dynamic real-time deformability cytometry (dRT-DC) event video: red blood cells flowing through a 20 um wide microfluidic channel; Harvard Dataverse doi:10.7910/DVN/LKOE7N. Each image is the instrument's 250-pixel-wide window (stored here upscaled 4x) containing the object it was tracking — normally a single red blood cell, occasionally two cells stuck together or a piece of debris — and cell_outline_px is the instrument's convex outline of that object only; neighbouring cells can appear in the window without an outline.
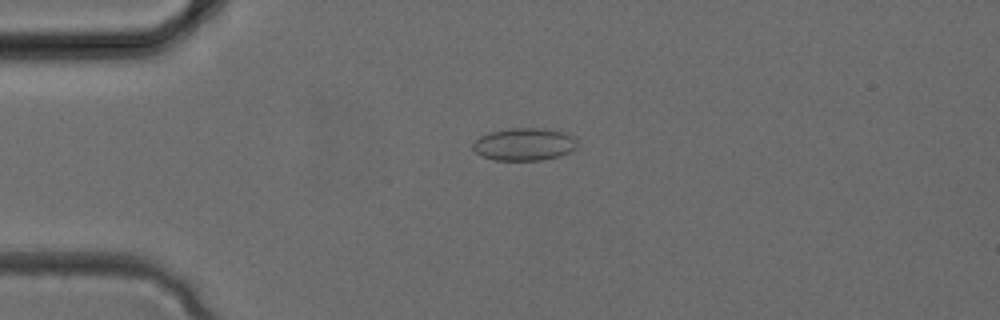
{"species": "common noctule bat (a hibernating species)", "species_latin": "Nyctalus noctula", "temperature_condition": "cold", "stored_images_in_passage": 27, "camera_frame_rate_fps": 3000, "um_per_image_px": 0.085, "animal": {"sex": "female", "body_mass_g": 24.6, "forearm_length_mm": 56.2}, "frame": {"image": 1, "passage_image": 1, "time_ms": 0.0, "image_size_px": [1000, 320], "cell_outline_px": [[576, 148], [560, 156], [540, 160], [492, 160], [476, 152], [472, 148], [472, 144], [480, 136], [488, 132], [508, 128], [544, 128], [564, 132], [576, 136]], "centroid_in_image_um": [44.57, 12.25], "position_along_channel_um": 40.4, "area_um2": 19.94}}
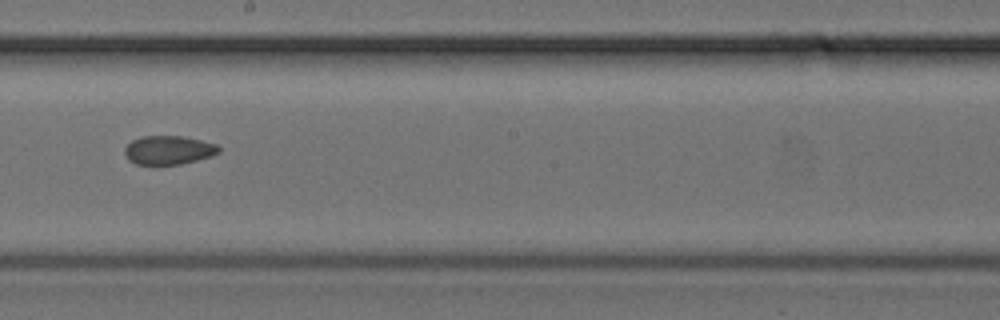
{"frame": {"image": 2, "passage_image": 12, "time_ms": 3.667, "image_size_px": [1000, 320], "cell_outline_px": [[220, 152], [212, 156], [180, 164], [136, 164], [128, 160], [124, 152], [124, 148], [132, 140], [140, 136], [184, 136], [216, 144], [220, 148]], "centroid_in_image_um": [14.32, 12.75], "position_along_channel_um": 233.9, "area_um2": 15.78}}
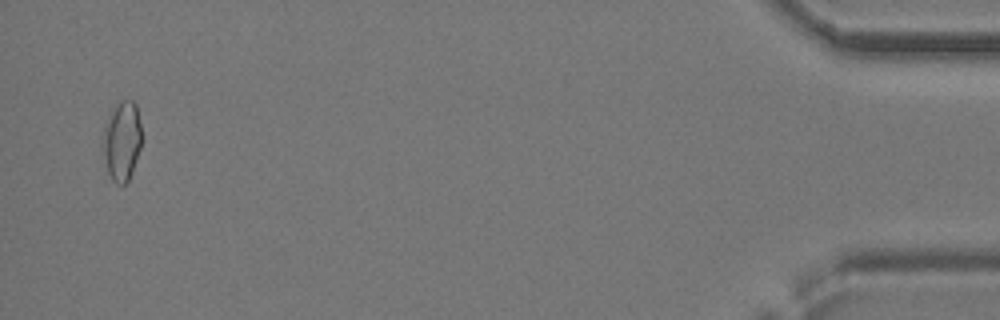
{"frame": {"image": 3, "passage_image": 26, "time_ms": 8.333, "image_size_px": [1000, 320], "cell_outline_px": [[140, 148], [128, 180], [124, 184], [116, 184], [112, 180], [108, 172], [104, 152], [104, 124], [116, 104], [120, 100], [132, 100], [136, 104], [140, 124]], "centroid_in_image_um": [10.37, 11.95], "position_along_channel_um": 424.8, "area_um2": 17.4}}